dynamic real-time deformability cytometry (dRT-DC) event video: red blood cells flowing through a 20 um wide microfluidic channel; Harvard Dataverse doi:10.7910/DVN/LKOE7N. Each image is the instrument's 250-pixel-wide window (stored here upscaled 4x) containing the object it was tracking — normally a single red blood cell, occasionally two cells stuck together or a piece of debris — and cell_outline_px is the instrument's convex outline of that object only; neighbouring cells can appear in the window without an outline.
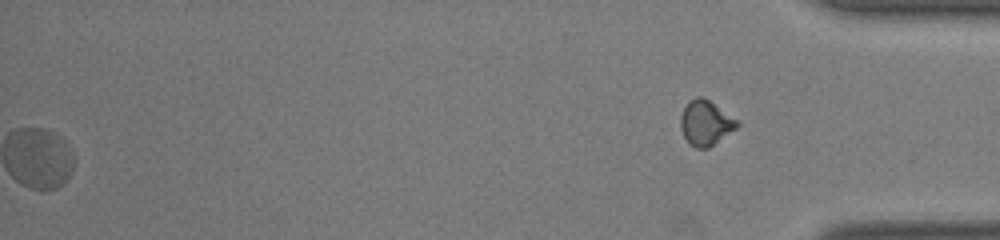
{"species": "common noctule bat (a hibernating species)", "species_latin": "Nyctalus noctula", "temperature_condition": "room temperature", "stored_images_in_passage": 53, "segment_of_instrument_passage": [2, 2], "camera_frame_rate_fps": 3000, "um_per_image_px": 0.085, "animal": {"sex": "male", "body_mass_g": 19.0, "forearm_length_mm": 50.8}, "frame": {"image": 1, "passage_image": 53, "time_ms": 17.333, "image_size_px": [1000, 240], "cell_outline_px": [[740, 124], [736, 128], [708, 148], [696, 148], [684, 136], [680, 128], [680, 116], [688, 100], [696, 96], [700, 96], [708, 100], [736, 120]], "centroid_in_image_um": [59.94, 10.43], "position_along_channel_um": 375.3, "area_um2": 14.39}}